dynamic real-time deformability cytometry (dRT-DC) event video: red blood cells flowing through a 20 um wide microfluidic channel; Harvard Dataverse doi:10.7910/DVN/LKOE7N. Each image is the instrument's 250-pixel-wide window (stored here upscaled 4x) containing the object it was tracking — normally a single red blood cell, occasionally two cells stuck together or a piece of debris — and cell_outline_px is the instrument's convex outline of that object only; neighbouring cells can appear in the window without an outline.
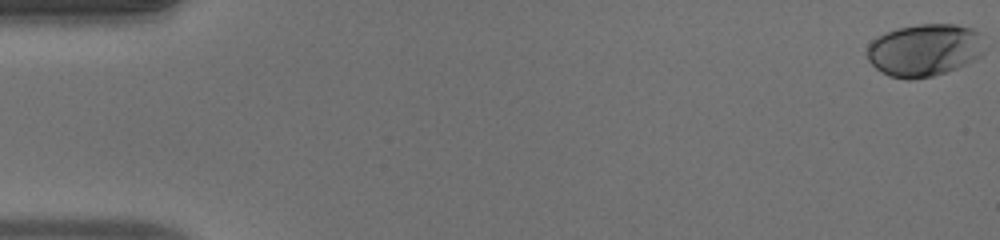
{"species": "human", "species_latin": "Homo sapiens", "temperature_condition": "warm", "stored_images_in_passage": 52, "camera_frame_rate_fps": 3000, "um_per_image_px": 0.085, "donor": {"sex": "male"}, "frame": {"image": 1, "passage_image": 1, "time_ms": 0.0, "image_size_px": [1000, 240], "cell_outline_px": [[984, 48], [980, 56], [976, 60], [956, 68], [932, 76], [912, 80], [904, 80], [888, 76], [880, 72], [868, 60], [864, 52], [868, 44], [876, 36], [884, 32], [896, 28], [916, 24], [956, 24], [972, 28], [976, 32], [984, 44]], "centroid_in_image_um": [78.51, 4.26], "position_along_channel_um": 6.5, "area_um2": 36.41}}
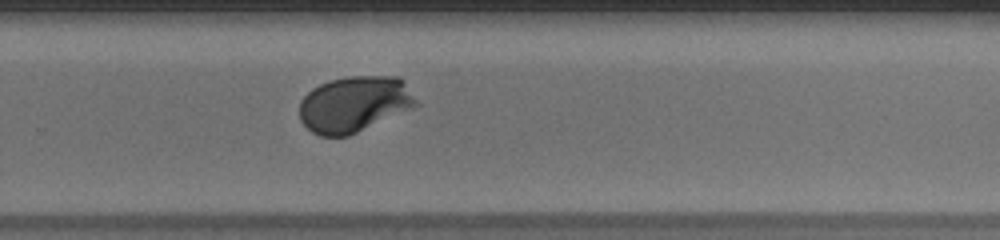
{"frame": {"image": 2, "passage_image": 35, "time_ms": 11.333, "image_size_px": [1000, 240], "cell_outline_px": [[420, 104], [412, 108], [348, 136], [320, 136], [312, 132], [300, 120], [300, 100], [312, 88], [328, 80], [348, 76], [396, 76], [404, 80]], "centroid_in_image_um": [30.12, 8.83], "position_along_channel_um": 299.7, "area_um2": 38.09}}
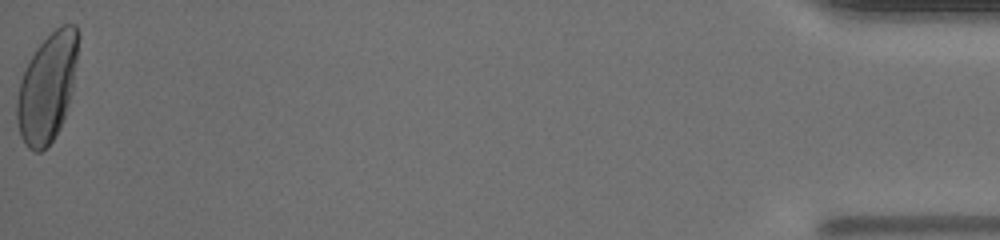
{"frame": {"image": 3, "passage_image": 52, "time_ms": 17.0, "image_size_px": [1000, 240], "cell_outline_px": [[80, 32], [72, 92], [60, 128], [52, 140], [40, 152], [36, 152], [28, 148], [24, 144], [20, 136], [16, 120], [16, 100], [20, 80], [36, 48], [60, 24], [76, 24]], "centroid_in_image_um": [4.01, 7.43], "position_along_channel_um": 431.2, "area_um2": 38.73}, "authors_computed_cell_mechanics": {"area_um2": 36.6741, "velocity_mm_per_s": 4.0448, "shape_relaxation_time_tau1_ms": 2.3777, "shape_relaxation_time_tau2_ms": null, "deformation_change_tau1": 0.1606, "deformation_change_tau2": null}}